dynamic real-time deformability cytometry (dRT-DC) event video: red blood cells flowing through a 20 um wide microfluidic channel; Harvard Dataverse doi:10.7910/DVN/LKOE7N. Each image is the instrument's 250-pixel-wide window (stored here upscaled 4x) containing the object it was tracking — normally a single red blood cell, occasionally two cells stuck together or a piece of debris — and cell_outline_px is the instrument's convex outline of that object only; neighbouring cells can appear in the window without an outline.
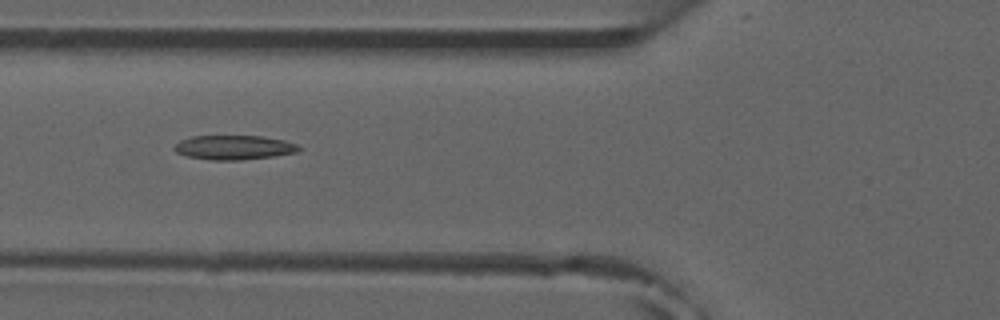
{"species": "common noctule bat (a hibernating species)", "species_latin": "Nyctalus noctula", "temperature_condition": "room temperature", "stored_images_in_passage": 6, "camera_frame_rate_fps": 3000, "um_per_image_px": 0.085, "animal": {"sex": "male", "forearm_length_mm": 52.5}, "frame": {"image": 1, "passage_image": 6, "time_ms": 5.667, "image_size_px": [1000, 320], "cell_outline_px": [[300, 148], [296, 152], [272, 156], [240, 160], [212, 160], [188, 156], [176, 152], [172, 148], [180, 140], [192, 136], [260, 136], [284, 140], [296, 144]], "centroid_in_image_um": [19.85, 12.53], "position_along_channel_um": 106.0, "area_um2": 17.46}}